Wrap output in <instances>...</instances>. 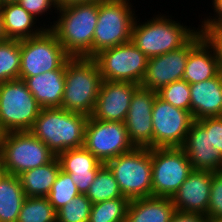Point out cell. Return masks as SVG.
Listing matches in <instances>:
<instances>
[{"label":"cell","mask_w":222,"mask_h":222,"mask_svg":"<svg viewBox=\"0 0 222 222\" xmlns=\"http://www.w3.org/2000/svg\"><path fill=\"white\" fill-rule=\"evenodd\" d=\"M130 0L99 2L98 21L93 36V57L104 49L131 41L136 19Z\"/></svg>","instance_id":"obj_6"},{"label":"cell","mask_w":222,"mask_h":222,"mask_svg":"<svg viewBox=\"0 0 222 222\" xmlns=\"http://www.w3.org/2000/svg\"><path fill=\"white\" fill-rule=\"evenodd\" d=\"M25 198L19 177L7 173L0 180V222H17Z\"/></svg>","instance_id":"obj_26"},{"label":"cell","mask_w":222,"mask_h":222,"mask_svg":"<svg viewBox=\"0 0 222 222\" xmlns=\"http://www.w3.org/2000/svg\"><path fill=\"white\" fill-rule=\"evenodd\" d=\"M17 222H56V211L47 197H26Z\"/></svg>","instance_id":"obj_30"},{"label":"cell","mask_w":222,"mask_h":222,"mask_svg":"<svg viewBox=\"0 0 222 222\" xmlns=\"http://www.w3.org/2000/svg\"><path fill=\"white\" fill-rule=\"evenodd\" d=\"M197 121L209 131L210 143L222 154V116L208 117Z\"/></svg>","instance_id":"obj_35"},{"label":"cell","mask_w":222,"mask_h":222,"mask_svg":"<svg viewBox=\"0 0 222 222\" xmlns=\"http://www.w3.org/2000/svg\"><path fill=\"white\" fill-rule=\"evenodd\" d=\"M88 118L60 107L42 108L29 131L58 156L68 149L83 147Z\"/></svg>","instance_id":"obj_2"},{"label":"cell","mask_w":222,"mask_h":222,"mask_svg":"<svg viewBox=\"0 0 222 222\" xmlns=\"http://www.w3.org/2000/svg\"><path fill=\"white\" fill-rule=\"evenodd\" d=\"M204 35L216 50L222 72V27L210 29Z\"/></svg>","instance_id":"obj_38"},{"label":"cell","mask_w":222,"mask_h":222,"mask_svg":"<svg viewBox=\"0 0 222 222\" xmlns=\"http://www.w3.org/2000/svg\"><path fill=\"white\" fill-rule=\"evenodd\" d=\"M101 82L99 67L93 58H70L66 62L64 94L60 108L91 116Z\"/></svg>","instance_id":"obj_3"},{"label":"cell","mask_w":222,"mask_h":222,"mask_svg":"<svg viewBox=\"0 0 222 222\" xmlns=\"http://www.w3.org/2000/svg\"><path fill=\"white\" fill-rule=\"evenodd\" d=\"M17 2L35 18L45 14V12L48 13L47 11L52 10L51 7L58 11L54 0H18Z\"/></svg>","instance_id":"obj_36"},{"label":"cell","mask_w":222,"mask_h":222,"mask_svg":"<svg viewBox=\"0 0 222 222\" xmlns=\"http://www.w3.org/2000/svg\"><path fill=\"white\" fill-rule=\"evenodd\" d=\"M92 202L80 194L56 212V222H88Z\"/></svg>","instance_id":"obj_32"},{"label":"cell","mask_w":222,"mask_h":222,"mask_svg":"<svg viewBox=\"0 0 222 222\" xmlns=\"http://www.w3.org/2000/svg\"><path fill=\"white\" fill-rule=\"evenodd\" d=\"M129 202L120 197L92 204L88 222H125Z\"/></svg>","instance_id":"obj_29"},{"label":"cell","mask_w":222,"mask_h":222,"mask_svg":"<svg viewBox=\"0 0 222 222\" xmlns=\"http://www.w3.org/2000/svg\"><path fill=\"white\" fill-rule=\"evenodd\" d=\"M222 218V171L212 172L207 219Z\"/></svg>","instance_id":"obj_34"},{"label":"cell","mask_w":222,"mask_h":222,"mask_svg":"<svg viewBox=\"0 0 222 222\" xmlns=\"http://www.w3.org/2000/svg\"><path fill=\"white\" fill-rule=\"evenodd\" d=\"M102 80L133 82L141 85L148 64V57L131 41L104 49L96 54Z\"/></svg>","instance_id":"obj_10"},{"label":"cell","mask_w":222,"mask_h":222,"mask_svg":"<svg viewBox=\"0 0 222 222\" xmlns=\"http://www.w3.org/2000/svg\"><path fill=\"white\" fill-rule=\"evenodd\" d=\"M212 5L217 15L215 14L213 19L207 17L202 21L201 27L198 29L204 34L210 29L222 27V0H213Z\"/></svg>","instance_id":"obj_37"},{"label":"cell","mask_w":222,"mask_h":222,"mask_svg":"<svg viewBox=\"0 0 222 222\" xmlns=\"http://www.w3.org/2000/svg\"><path fill=\"white\" fill-rule=\"evenodd\" d=\"M55 157L48 146L30 131L8 132L0 154L4 170L16 176L43 166Z\"/></svg>","instance_id":"obj_9"},{"label":"cell","mask_w":222,"mask_h":222,"mask_svg":"<svg viewBox=\"0 0 222 222\" xmlns=\"http://www.w3.org/2000/svg\"><path fill=\"white\" fill-rule=\"evenodd\" d=\"M137 20L133 24L131 42L148 58L181 48L199 31L166 18L165 14L141 24Z\"/></svg>","instance_id":"obj_4"},{"label":"cell","mask_w":222,"mask_h":222,"mask_svg":"<svg viewBox=\"0 0 222 222\" xmlns=\"http://www.w3.org/2000/svg\"><path fill=\"white\" fill-rule=\"evenodd\" d=\"M18 0H0V4L8 3V2H17Z\"/></svg>","instance_id":"obj_44"},{"label":"cell","mask_w":222,"mask_h":222,"mask_svg":"<svg viewBox=\"0 0 222 222\" xmlns=\"http://www.w3.org/2000/svg\"><path fill=\"white\" fill-rule=\"evenodd\" d=\"M157 95L174 107L191 112L190 84L185 80L174 81L162 87Z\"/></svg>","instance_id":"obj_33"},{"label":"cell","mask_w":222,"mask_h":222,"mask_svg":"<svg viewBox=\"0 0 222 222\" xmlns=\"http://www.w3.org/2000/svg\"><path fill=\"white\" fill-rule=\"evenodd\" d=\"M100 1H103V0H54L56 6L58 8L66 7V6L73 5V4L100 2Z\"/></svg>","instance_id":"obj_40"},{"label":"cell","mask_w":222,"mask_h":222,"mask_svg":"<svg viewBox=\"0 0 222 222\" xmlns=\"http://www.w3.org/2000/svg\"><path fill=\"white\" fill-rule=\"evenodd\" d=\"M194 170L222 171V154L209 140L207 131L195 120L182 146Z\"/></svg>","instance_id":"obj_18"},{"label":"cell","mask_w":222,"mask_h":222,"mask_svg":"<svg viewBox=\"0 0 222 222\" xmlns=\"http://www.w3.org/2000/svg\"><path fill=\"white\" fill-rule=\"evenodd\" d=\"M66 63L57 70L27 77L23 81L42 108L61 107L65 86Z\"/></svg>","instance_id":"obj_22"},{"label":"cell","mask_w":222,"mask_h":222,"mask_svg":"<svg viewBox=\"0 0 222 222\" xmlns=\"http://www.w3.org/2000/svg\"><path fill=\"white\" fill-rule=\"evenodd\" d=\"M7 174V172L4 170L2 163H1V158H0V180Z\"/></svg>","instance_id":"obj_43"},{"label":"cell","mask_w":222,"mask_h":222,"mask_svg":"<svg viewBox=\"0 0 222 222\" xmlns=\"http://www.w3.org/2000/svg\"><path fill=\"white\" fill-rule=\"evenodd\" d=\"M61 169L57 156L49 163L18 175L26 197H46Z\"/></svg>","instance_id":"obj_25"},{"label":"cell","mask_w":222,"mask_h":222,"mask_svg":"<svg viewBox=\"0 0 222 222\" xmlns=\"http://www.w3.org/2000/svg\"><path fill=\"white\" fill-rule=\"evenodd\" d=\"M83 147L104 164L135 148L124 123L97 120L92 116L86 123Z\"/></svg>","instance_id":"obj_12"},{"label":"cell","mask_w":222,"mask_h":222,"mask_svg":"<svg viewBox=\"0 0 222 222\" xmlns=\"http://www.w3.org/2000/svg\"><path fill=\"white\" fill-rule=\"evenodd\" d=\"M3 31L6 39L22 40L41 34L45 29L35 24L36 18L18 2L0 4ZM34 25V26H33Z\"/></svg>","instance_id":"obj_23"},{"label":"cell","mask_w":222,"mask_h":222,"mask_svg":"<svg viewBox=\"0 0 222 222\" xmlns=\"http://www.w3.org/2000/svg\"><path fill=\"white\" fill-rule=\"evenodd\" d=\"M156 95L157 92L141 86L132 95L124 125L136 148H153L152 107Z\"/></svg>","instance_id":"obj_15"},{"label":"cell","mask_w":222,"mask_h":222,"mask_svg":"<svg viewBox=\"0 0 222 222\" xmlns=\"http://www.w3.org/2000/svg\"><path fill=\"white\" fill-rule=\"evenodd\" d=\"M6 40V36L3 31L2 14L0 10V42Z\"/></svg>","instance_id":"obj_42"},{"label":"cell","mask_w":222,"mask_h":222,"mask_svg":"<svg viewBox=\"0 0 222 222\" xmlns=\"http://www.w3.org/2000/svg\"><path fill=\"white\" fill-rule=\"evenodd\" d=\"M85 196L92 202V204L125 197L122 195L118 182L112 171L104 164L97 172L94 181L86 192Z\"/></svg>","instance_id":"obj_27"},{"label":"cell","mask_w":222,"mask_h":222,"mask_svg":"<svg viewBox=\"0 0 222 222\" xmlns=\"http://www.w3.org/2000/svg\"><path fill=\"white\" fill-rule=\"evenodd\" d=\"M20 51V80L60 69L71 58L50 28H45L37 36L20 40Z\"/></svg>","instance_id":"obj_7"},{"label":"cell","mask_w":222,"mask_h":222,"mask_svg":"<svg viewBox=\"0 0 222 222\" xmlns=\"http://www.w3.org/2000/svg\"><path fill=\"white\" fill-rule=\"evenodd\" d=\"M194 121L191 112L156 95L152 107L153 148L182 147Z\"/></svg>","instance_id":"obj_13"},{"label":"cell","mask_w":222,"mask_h":222,"mask_svg":"<svg viewBox=\"0 0 222 222\" xmlns=\"http://www.w3.org/2000/svg\"><path fill=\"white\" fill-rule=\"evenodd\" d=\"M112 171L123 196L129 201L152 197V148H134L110 159Z\"/></svg>","instance_id":"obj_5"},{"label":"cell","mask_w":222,"mask_h":222,"mask_svg":"<svg viewBox=\"0 0 222 222\" xmlns=\"http://www.w3.org/2000/svg\"><path fill=\"white\" fill-rule=\"evenodd\" d=\"M219 59L214 46L204 37L190 52L183 80L188 84L203 82L220 73Z\"/></svg>","instance_id":"obj_21"},{"label":"cell","mask_w":222,"mask_h":222,"mask_svg":"<svg viewBox=\"0 0 222 222\" xmlns=\"http://www.w3.org/2000/svg\"><path fill=\"white\" fill-rule=\"evenodd\" d=\"M8 131L2 126L0 123V154L2 152L4 143H5V138L7 136Z\"/></svg>","instance_id":"obj_41"},{"label":"cell","mask_w":222,"mask_h":222,"mask_svg":"<svg viewBox=\"0 0 222 222\" xmlns=\"http://www.w3.org/2000/svg\"><path fill=\"white\" fill-rule=\"evenodd\" d=\"M169 197H145L131 200L125 222H170L175 212Z\"/></svg>","instance_id":"obj_24"},{"label":"cell","mask_w":222,"mask_h":222,"mask_svg":"<svg viewBox=\"0 0 222 222\" xmlns=\"http://www.w3.org/2000/svg\"><path fill=\"white\" fill-rule=\"evenodd\" d=\"M59 16L50 28L71 58H93V36L98 21L99 2L58 8Z\"/></svg>","instance_id":"obj_1"},{"label":"cell","mask_w":222,"mask_h":222,"mask_svg":"<svg viewBox=\"0 0 222 222\" xmlns=\"http://www.w3.org/2000/svg\"><path fill=\"white\" fill-rule=\"evenodd\" d=\"M207 222H222V218H220V219H208Z\"/></svg>","instance_id":"obj_45"},{"label":"cell","mask_w":222,"mask_h":222,"mask_svg":"<svg viewBox=\"0 0 222 222\" xmlns=\"http://www.w3.org/2000/svg\"><path fill=\"white\" fill-rule=\"evenodd\" d=\"M80 195L77 186L72 181L70 174L60 169L51 191L46 196L52 207L57 212L60 208Z\"/></svg>","instance_id":"obj_31"},{"label":"cell","mask_w":222,"mask_h":222,"mask_svg":"<svg viewBox=\"0 0 222 222\" xmlns=\"http://www.w3.org/2000/svg\"><path fill=\"white\" fill-rule=\"evenodd\" d=\"M211 180L212 171L193 170L171 197L175 210L198 212L207 216Z\"/></svg>","instance_id":"obj_17"},{"label":"cell","mask_w":222,"mask_h":222,"mask_svg":"<svg viewBox=\"0 0 222 222\" xmlns=\"http://www.w3.org/2000/svg\"><path fill=\"white\" fill-rule=\"evenodd\" d=\"M194 120L222 116V72L200 83L190 84Z\"/></svg>","instance_id":"obj_20"},{"label":"cell","mask_w":222,"mask_h":222,"mask_svg":"<svg viewBox=\"0 0 222 222\" xmlns=\"http://www.w3.org/2000/svg\"><path fill=\"white\" fill-rule=\"evenodd\" d=\"M140 85L133 82L102 80L92 117L124 123L132 95Z\"/></svg>","instance_id":"obj_16"},{"label":"cell","mask_w":222,"mask_h":222,"mask_svg":"<svg viewBox=\"0 0 222 222\" xmlns=\"http://www.w3.org/2000/svg\"><path fill=\"white\" fill-rule=\"evenodd\" d=\"M207 216L198 212L175 211L170 222H207Z\"/></svg>","instance_id":"obj_39"},{"label":"cell","mask_w":222,"mask_h":222,"mask_svg":"<svg viewBox=\"0 0 222 222\" xmlns=\"http://www.w3.org/2000/svg\"><path fill=\"white\" fill-rule=\"evenodd\" d=\"M21 67L20 40L0 42V83L19 79Z\"/></svg>","instance_id":"obj_28"},{"label":"cell","mask_w":222,"mask_h":222,"mask_svg":"<svg viewBox=\"0 0 222 222\" xmlns=\"http://www.w3.org/2000/svg\"><path fill=\"white\" fill-rule=\"evenodd\" d=\"M61 170L70 174L80 194H86L98 170L104 165L84 147L60 153Z\"/></svg>","instance_id":"obj_19"},{"label":"cell","mask_w":222,"mask_h":222,"mask_svg":"<svg viewBox=\"0 0 222 222\" xmlns=\"http://www.w3.org/2000/svg\"><path fill=\"white\" fill-rule=\"evenodd\" d=\"M41 109L23 80L0 83V123L8 132L29 131Z\"/></svg>","instance_id":"obj_8"},{"label":"cell","mask_w":222,"mask_h":222,"mask_svg":"<svg viewBox=\"0 0 222 222\" xmlns=\"http://www.w3.org/2000/svg\"><path fill=\"white\" fill-rule=\"evenodd\" d=\"M205 37L200 30L181 48L148 59L141 87L159 91L162 87L182 80L189 52Z\"/></svg>","instance_id":"obj_14"},{"label":"cell","mask_w":222,"mask_h":222,"mask_svg":"<svg viewBox=\"0 0 222 222\" xmlns=\"http://www.w3.org/2000/svg\"><path fill=\"white\" fill-rule=\"evenodd\" d=\"M193 170L182 147L152 148V196L171 198Z\"/></svg>","instance_id":"obj_11"}]
</instances>
